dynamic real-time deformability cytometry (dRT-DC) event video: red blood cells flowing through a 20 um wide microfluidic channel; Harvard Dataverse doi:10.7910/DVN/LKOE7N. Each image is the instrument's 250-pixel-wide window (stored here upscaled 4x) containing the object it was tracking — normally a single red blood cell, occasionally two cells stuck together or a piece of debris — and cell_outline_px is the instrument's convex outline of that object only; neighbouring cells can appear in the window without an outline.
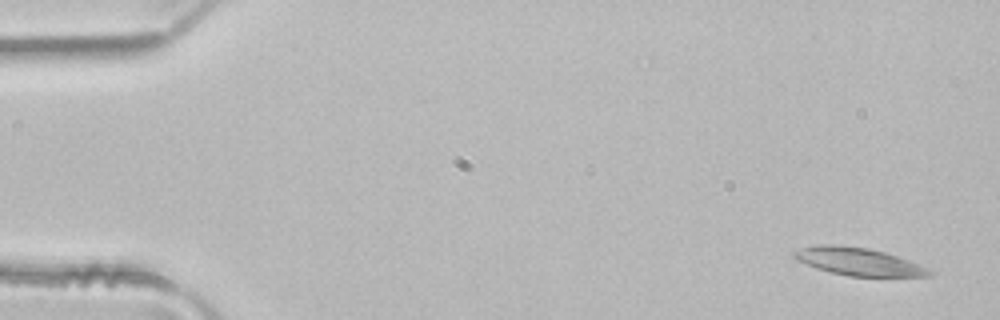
{"species": "common noctule bat (a hibernating species)", "species_latin": "Nyctalus noctula", "temperature_condition": "room temperature", "stored_images_in_passage": 4, "camera_frame_rate_fps": 3000, "um_per_image_px": 0.085, "animal": {"sex": "male", "body_mass_g": 21.5, "forearm_length_mm": 52.0}, "frame": {"image": 1, "passage_image": 1, "time_ms": 0.0, "image_size_px": [1000, 320], "cell_outline_px": [[936, 272], [932, 276], [848, 276], [816, 268], [796, 260], [792, 256], [792, 252], [804, 248], [820, 244], [832, 244], [868, 248], [884, 252], [908, 260]], "centroid_in_image_um": [72.96, 22.24], "position_along_channel_um": 12.0, "area_um2": 21.56}}
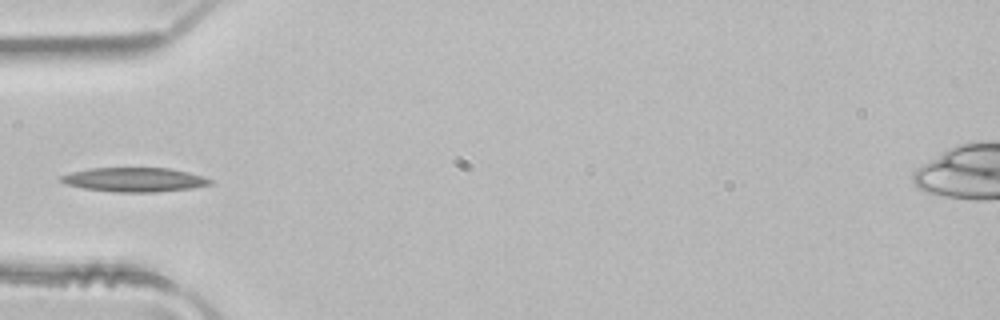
{"frame": {"image": 2, "passage_image": 4, "time_ms": 1.0, "image_size_px": [1000, 320], "cell_outline_px": [[212, 184], [192, 188], [156, 192], [112, 192], [84, 188], [64, 184], [56, 180], [60, 176], [72, 172], [88, 168], [168, 168], [188, 172], [204, 176], [212, 180]], "centroid_in_image_um": [11.39, 15.27], "position_along_channel_um": 73.6, "area_um2": 21.21}}